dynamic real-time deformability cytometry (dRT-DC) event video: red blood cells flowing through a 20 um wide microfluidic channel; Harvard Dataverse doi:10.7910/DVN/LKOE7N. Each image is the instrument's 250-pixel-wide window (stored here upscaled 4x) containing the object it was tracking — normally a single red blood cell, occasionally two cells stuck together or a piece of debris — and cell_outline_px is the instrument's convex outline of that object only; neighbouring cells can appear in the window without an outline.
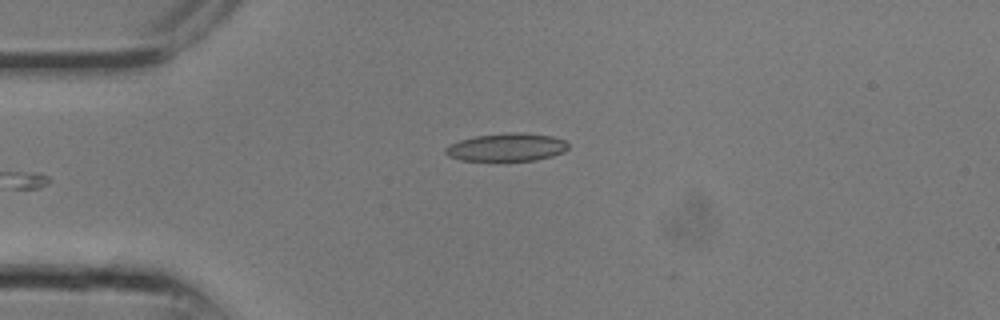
{"species": "common noctule bat (a hibernating species)", "species_latin": "Nyctalus noctula", "temperature_condition": "room temperature", "stored_images_in_passage": 2, "camera_frame_rate_fps": 3000, "um_per_image_px": 0.085, "animal": {"sex": "male", "body_mass_g": 13.3}, "frame": {"image": 1, "passage_image": 1, "time_ms": 0.0, "image_size_px": [1000, 320], "cell_outline_px": [[568, 148], [564, 152], [552, 156], [536, 160], [460, 160], [448, 156], [444, 152], [444, 148], [448, 144], [460, 140], [476, 136], [508, 132], [524, 132], [552, 136], [564, 140], [568, 144]], "centroid_in_image_um": [43.06, 12.5], "position_along_channel_um": 41.9, "area_um2": 20.06}}